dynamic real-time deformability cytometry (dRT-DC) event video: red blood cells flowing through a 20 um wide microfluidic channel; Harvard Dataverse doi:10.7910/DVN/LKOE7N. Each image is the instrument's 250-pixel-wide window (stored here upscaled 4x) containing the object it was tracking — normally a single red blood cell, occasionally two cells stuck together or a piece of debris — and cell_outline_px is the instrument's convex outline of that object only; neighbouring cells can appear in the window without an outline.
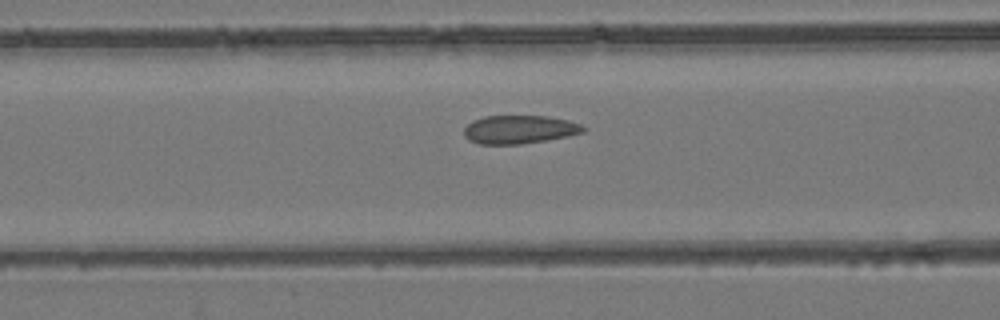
{"species": "common noctule bat (a hibernating species)", "species_latin": "Nyctalus noctula", "temperature_condition": "room temperature", "stored_images_in_passage": 52, "camera_frame_rate_fps": 3000, "um_per_image_px": 0.085, "animal": {"sex": "female", "body_mass_g": 24.6, "forearm_length_mm": 56.2}, "frame": {"image": 1, "passage_image": 20, "time_ms": 6.333, "image_size_px": [1000, 320], "cell_outline_px": [[588, 128], [584, 132], [568, 136], [520, 144], [480, 144], [468, 140], [464, 136], [464, 128], [472, 120], [484, 116], [544, 116], [568, 120], [580, 124]], "centroid_in_image_um": [44.13, 11.0], "position_along_channel_um": 122.5, "area_um2": 19.71}}
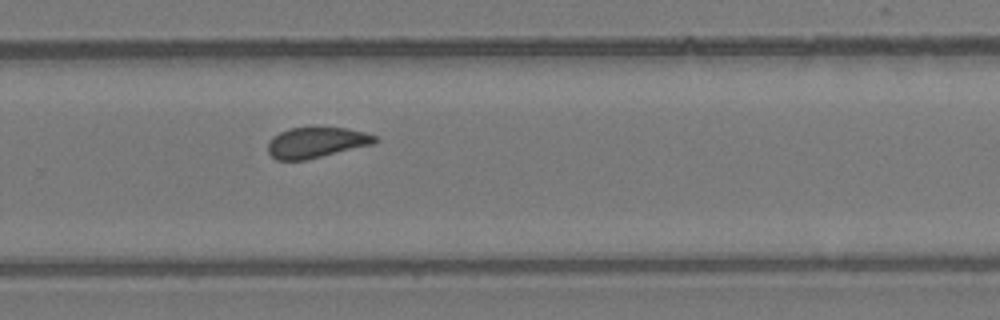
{"frame": {"image": 2, "passage_image": 34, "time_ms": 11.0, "image_size_px": [1000, 320], "cell_outline_px": [[380, 140], [372, 144], [304, 160], [276, 160], [268, 152], [268, 140], [272, 136], [288, 128], [344, 128], [364, 132], [376, 136]], "centroid_in_image_um": [26.85, 12.11], "position_along_channel_um": 303.0, "area_um2": 18.84}}
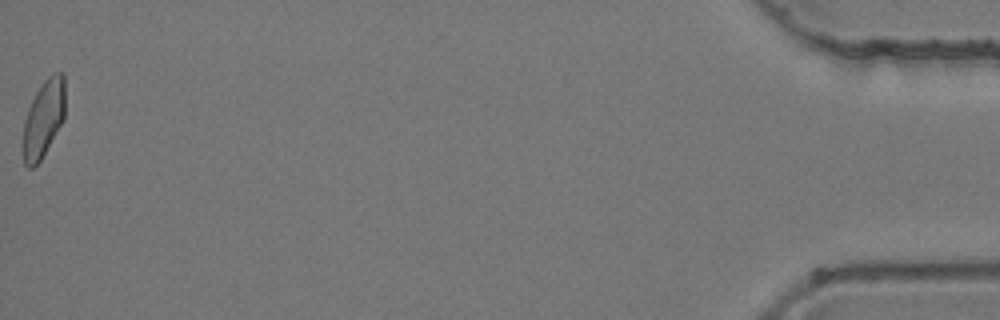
{"frame": {"image": 3, "passage_image": 52, "time_ms": 17.0, "image_size_px": [1000, 320], "cell_outline_px": [[64, 120], [40, 160], [32, 168], [28, 168], [24, 164], [24, 120], [28, 108], [40, 84], [52, 72], [64, 72]], "centroid_in_image_um": [3.72, 10.03], "position_along_channel_um": 431.5, "area_um2": 18.79}, "authors_computed_cell_mechanics": {"area_um2": 19.8254, "velocity_mm_per_s": 3.8798, "shape_relaxation_time_tau1_ms": null, "shape_relaxation_time_tau2_ms": 1.7022, "deformation_change_tau1": null, "deformation_change_tau2": 0.0622}}